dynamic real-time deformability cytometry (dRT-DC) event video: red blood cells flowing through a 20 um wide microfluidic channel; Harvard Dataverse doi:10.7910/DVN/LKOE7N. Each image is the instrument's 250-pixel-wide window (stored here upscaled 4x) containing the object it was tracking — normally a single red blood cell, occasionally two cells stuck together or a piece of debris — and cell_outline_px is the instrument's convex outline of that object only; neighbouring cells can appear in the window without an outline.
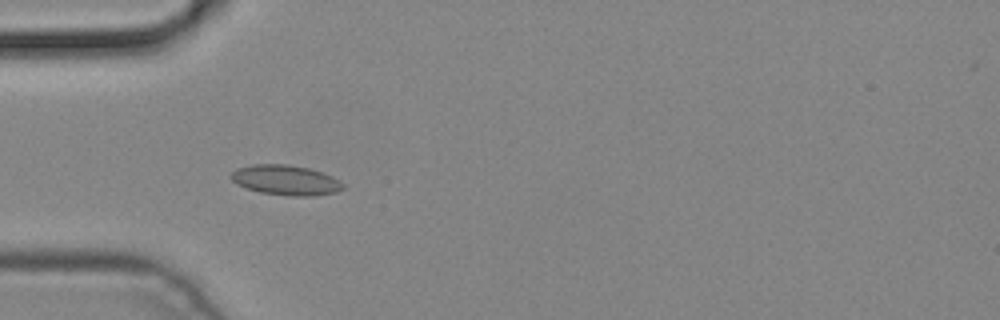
{"species": "common noctule bat (a hibernating species)", "species_latin": "Nyctalus noctula", "temperature_condition": "cold", "stored_images_in_passage": 5, "camera_frame_rate_fps": 3000, "um_per_image_px": 0.085, "animal": {"sex": "male", "body_mass_g": 19.2, "forearm_length_mm": 51.8}, "frame": {"image": 1, "passage_image": 4, "time_ms": 1.0, "image_size_px": [1000, 320], "cell_outline_px": [[344, 188], [336, 192], [312, 196], [292, 196], [260, 192], [236, 184], [228, 176], [236, 168], [252, 164], [288, 164], [308, 168], [332, 176], [344, 184]], "centroid_in_image_um": [24.26, 15.3], "position_along_channel_um": 60.7, "area_um2": 19.59}}
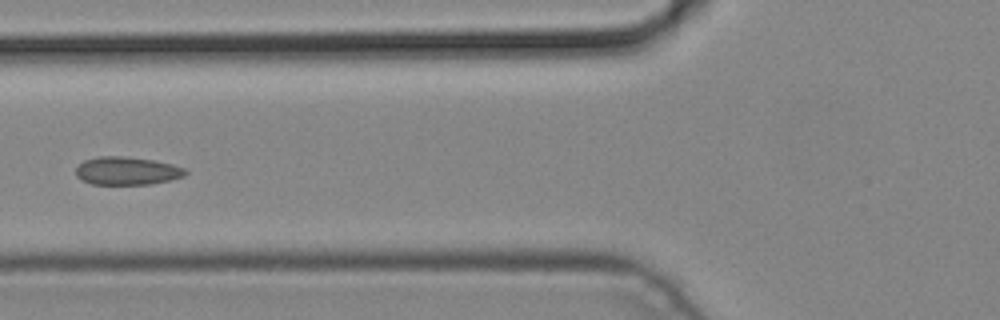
{"frame": {"image": 2, "passage_image": 5, "time_ms": 1.333, "image_size_px": [1000, 320], "cell_outline_px": [[188, 172], [184, 176], [168, 180], [148, 184], [92, 184], [76, 176], [76, 168], [84, 160], [100, 156], [120, 156], [152, 160], [172, 164], [184, 168]], "centroid_in_image_um": [10.78, 14.52], "position_along_channel_um": 115.0, "area_um2": 17.63}}